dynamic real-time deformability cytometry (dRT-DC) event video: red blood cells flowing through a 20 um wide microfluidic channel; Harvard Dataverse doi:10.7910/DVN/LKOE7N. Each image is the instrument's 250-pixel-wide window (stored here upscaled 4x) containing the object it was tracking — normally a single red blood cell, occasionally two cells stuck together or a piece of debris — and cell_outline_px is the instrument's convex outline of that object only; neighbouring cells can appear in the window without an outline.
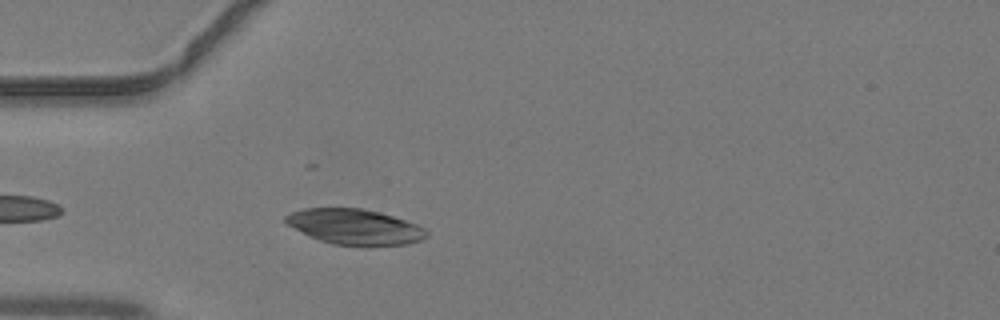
{"species": "common noctule bat (a hibernating species)", "species_latin": "Nyctalus noctula", "temperature_condition": "warm", "stored_images_in_passage": 35, "camera_frame_rate_fps": 3000, "um_per_image_px": 0.085, "animal": {"sex": "male", "body_mass_g": 19.2, "forearm_length_mm": 51.8}, "frame": {"image": 1, "passage_image": 4, "time_ms": 1.0, "image_size_px": [1000, 320], "cell_outline_px": [[428, 236], [420, 240], [408, 244], [368, 248], [332, 244], [320, 240], [288, 224], [284, 220], [284, 216], [292, 212], [304, 208], [364, 208], [380, 212], [416, 224], [424, 228], [428, 232]], "centroid_in_image_um": [30.22, 19.31], "position_along_channel_um": 54.8, "area_um2": 29.42}}
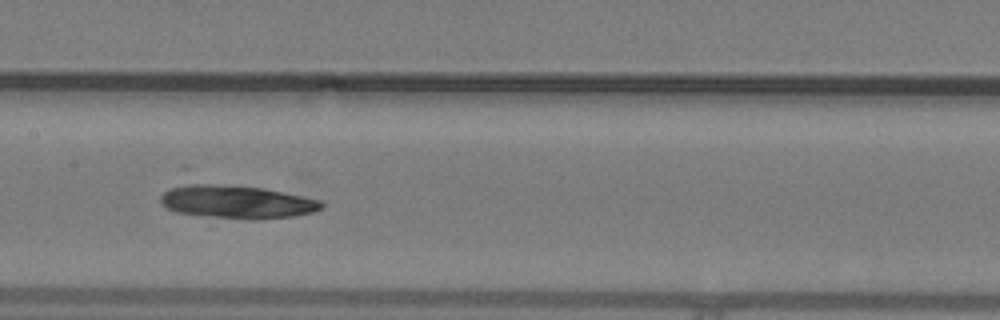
{"frame": {"image": 2, "passage_image": 13, "time_ms": 4.0, "image_size_px": [1000, 320], "cell_outline_px": [[324, 204], [320, 208], [312, 212], [292, 216], [256, 220], [252, 220], [176, 212], [160, 204], [160, 196], [168, 188], [184, 184], [216, 184], [264, 188], [320, 200]], "centroid_in_image_um": [20.09, 17.15], "position_along_channel_um": 187.3, "area_um2": 30.75}}
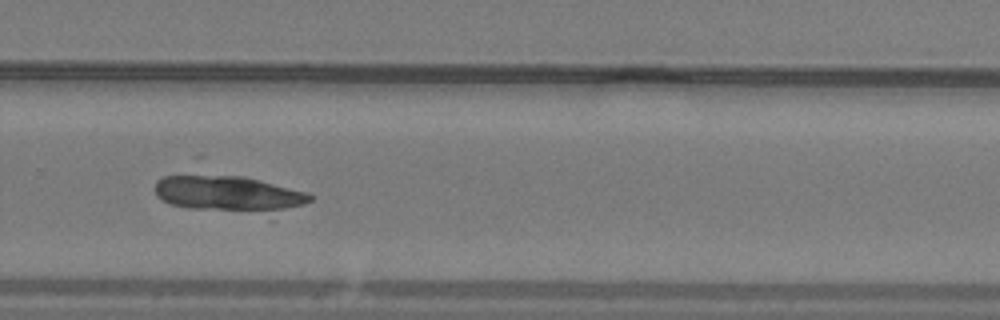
{"frame": {"image": 3, "passage_image": 21, "time_ms": 6.667, "image_size_px": [1000, 320], "cell_outline_px": [[312, 200], [304, 204], [284, 208], [188, 208], [168, 204], [160, 200], [156, 196], [156, 180], [164, 176], [196, 172], [240, 176], [260, 180], [308, 192], [312, 196]], "centroid_in_image_um": [19.22, 16.34], "position_along_channel_um": 310.6, "area_um2": 31.21}}